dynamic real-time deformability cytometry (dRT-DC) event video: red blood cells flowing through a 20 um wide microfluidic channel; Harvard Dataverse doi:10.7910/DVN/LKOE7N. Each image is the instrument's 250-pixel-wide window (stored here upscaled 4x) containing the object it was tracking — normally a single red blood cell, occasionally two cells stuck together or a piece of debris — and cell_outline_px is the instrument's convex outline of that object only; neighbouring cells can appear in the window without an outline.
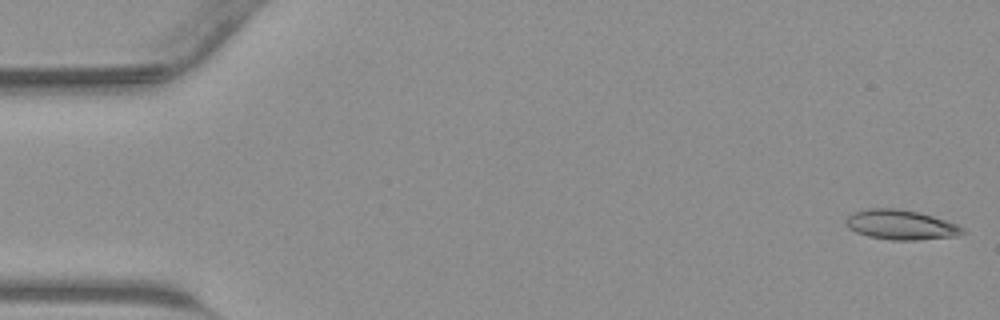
{"species": "common noctule bat (a hibernating species)", "species_latin": "Nyctalus noctula", "temperature_condition": "warm", "stored_images_in_passage": 43, "camera_frame_rate_fps": 3000, "um_per_image_px": 0.085, "animal": {"sex": "male", "body_mass_g": 23.1, "forearm_length_mm": 52.7}, "frame": {"image": 1, "passage_image": 1, "time_ms": 0.0, "image_size_px": [1000, 320], "cell_outline_px": [[964, 232], [956, 236], [916, 240], [892, 240], [868, 236], [856, 232], [848, 228], [844, 220], [848, 216], [856, 212], [868, 208], [892, 208], [920, 212], [956, 224], [964, 228]], "centroid_in_image_um": [76.55, 19.11], "position_along_channel_um": 8.5, "area_um2": 20.06}}
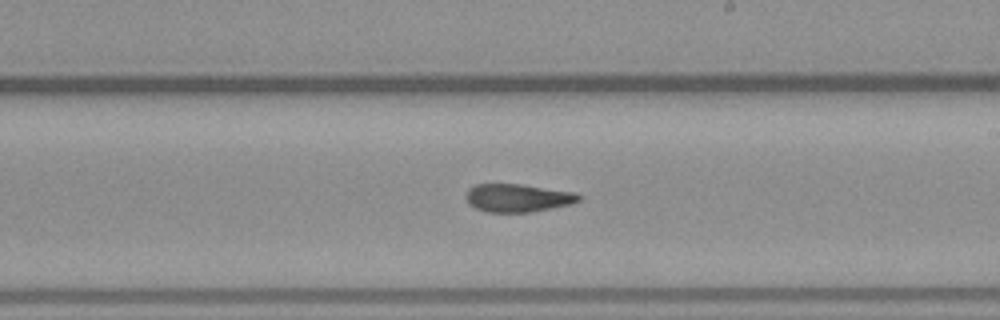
{"frame": {"image": 2, "passage_image": 25, "time_ms": 8.0, "image_size_px": [1000, 320], "cell_outline_px": [[584, 196], [580, 200], [572, 204], [528, 212], [488, 212], [476, 208], [468, 204], [468, 188], [476, 184], [520, 184], [576, 192]], "centroid_in_image_um": [44.06, 16.81], "position_along_channel_um": 244.9, "area_um2": 18.38}}
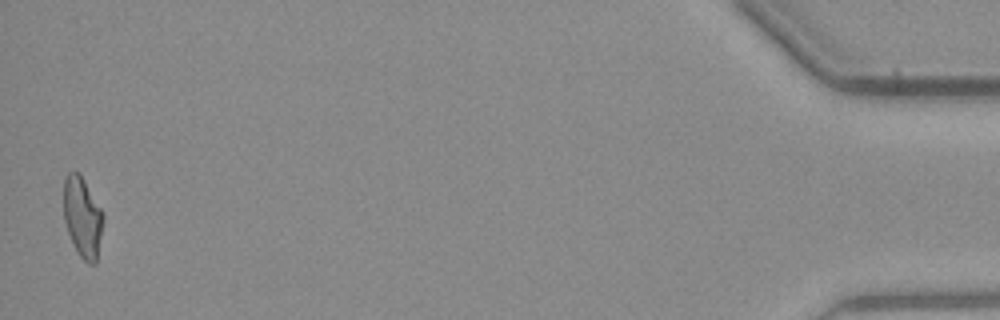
{"frame": {"image": 3, "passage_image": 43, "time_ms": 14.0, "image_size_px": [1000, 320], "cell_outline_px": [[104, 220], [96, 264], [88, 264], [80, 256], [72, 244], [64, 220], [64, 180], [68, 172], [80, 172], [100, 208], [104, 216]], "centroid_in_image_um": [7.02, 18.48], "position_along_channel_um": 428.2, "area_um2": 18.55}}